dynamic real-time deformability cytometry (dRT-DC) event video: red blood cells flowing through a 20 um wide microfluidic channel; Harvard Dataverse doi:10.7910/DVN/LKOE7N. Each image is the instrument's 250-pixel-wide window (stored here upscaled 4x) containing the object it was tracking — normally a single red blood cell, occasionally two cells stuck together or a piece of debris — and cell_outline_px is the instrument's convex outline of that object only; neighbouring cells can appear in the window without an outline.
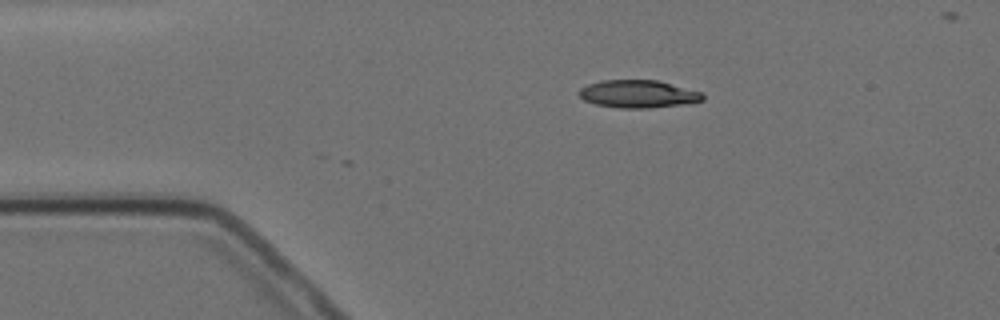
{"species": "Egyptian fruit bat (a non-hibernating species)", "species_latin": "Rousettus aegyptiacus", "temperature_condition": "cold", "stored_images_in_passage": 4, "camera_frame_rate_fps": 3000, "um_per_image_px": 0.085, "animal": {"sex": "female"}, "frame": {"image": 1, "passage_image": 1, "time_ms": 0.0, "image_size_px": [1000, 320], "cell_outline_px": [[704, 100], [680, 104], [648, 108], [620, 108], [596, 104], [584, 100], [576, 92], [580, 88], [588, 84], [600, 80], [656, 80], [700, 92], [704, 96]], "centroid_in_image_um": [54.17, 7.98], "position_along_channel_um": 30.8, "area_um2": 19.71}}
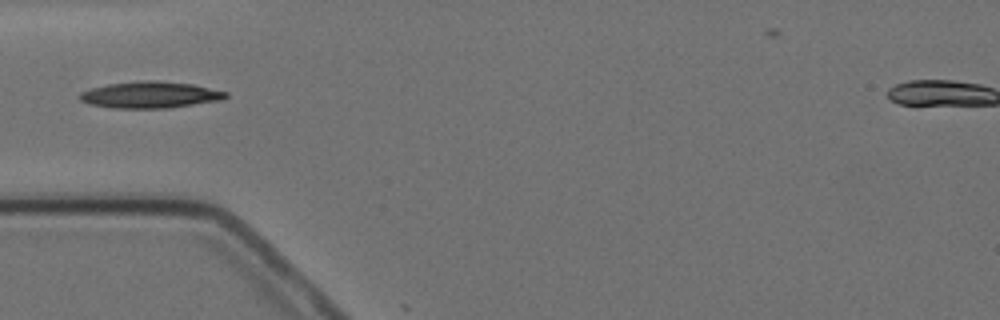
{"frame": {"image": 2, "passage_image": 3, "time_ms": 2.333, "image_size_px": [1000, 320], "cell_outline_px": [[228, 96], [224, 100], [168, 108], [112, 108], [88, 104], [80, 100], [76, 96], [80, 92], [92, 88], [108, 84], [140, 80], [152, 80], [192, 84], [228, 92]], "centroid_in_image_um": [12.75, 8.06], "position_along_channel_um": 72.3, "area_um2": 22.77}}